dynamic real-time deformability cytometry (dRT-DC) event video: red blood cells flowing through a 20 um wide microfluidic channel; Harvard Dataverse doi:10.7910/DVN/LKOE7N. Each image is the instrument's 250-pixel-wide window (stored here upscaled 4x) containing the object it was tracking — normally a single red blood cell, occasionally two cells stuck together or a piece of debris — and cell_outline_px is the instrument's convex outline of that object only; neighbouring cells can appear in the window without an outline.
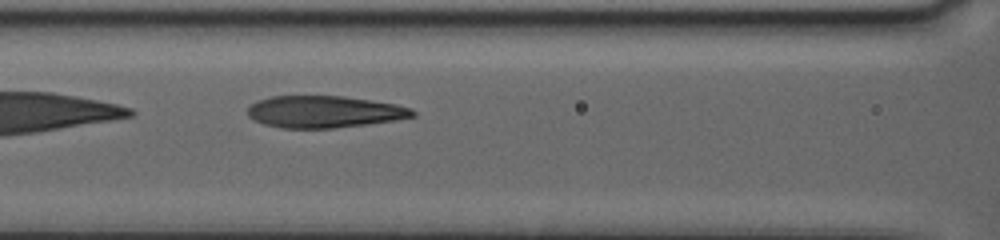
{"species": "human", "species_latin": "Homo sapiens", "temperature_condition": "warm", "stored_images_in_passage": 18, "segment_of_instrument_passage": [2, 2], "camera_frame_rate_fps": 3000, "um_per_image_px": 0.085, "donor": {"sex": "female"}, "frame": {"image": 1, "passage_image": 18, "time_ms": 8.0, "image_size_px": [1000, 240], "cell_outline_px": [[416, 116], [396, 120], [368, 124], [336, 128], [284, 128], [264, 124], [248, 116], [248, 108], [252, 104], [260, 100], [272, 96], [344, 96], [396, 104], [412, 108], [416, 112]], "centroid_in_image_um": [27.61, 9.5], "position_along_channel_um": 139.0, "area_um2": 30.63}}